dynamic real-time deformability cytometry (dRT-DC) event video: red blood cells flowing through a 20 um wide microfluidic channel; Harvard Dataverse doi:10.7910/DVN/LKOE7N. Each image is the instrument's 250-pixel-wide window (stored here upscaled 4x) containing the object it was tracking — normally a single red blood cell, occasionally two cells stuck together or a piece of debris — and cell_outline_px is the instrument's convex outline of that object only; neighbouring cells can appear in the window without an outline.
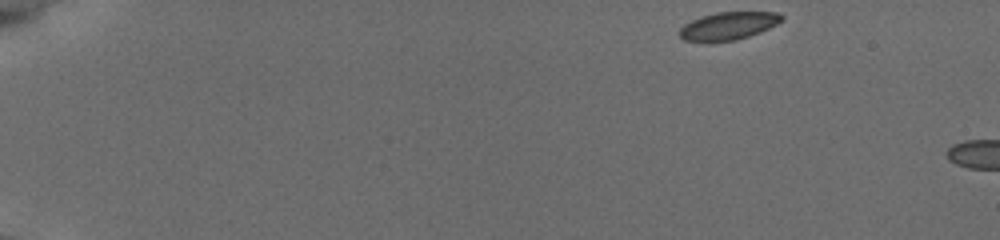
{"species": "common noctule bat (a hibernating species)", "species_latin": "Nyctalus noctula", "temperature_condition": "cold", "stored_images_in_passage": 5, "camera_frame_rate_fps": 3000, "um_per_image_px": 0.085, "animal": {"sex": "female", "body_mass_g": 19.5, "forearm_length_mm": 54.1}, "frame": {"image": 1, "passage_image": 1, "time_ms": 0.0, "image_size_px": [1000, 240], "cell_outline_px": [[784, 20], [760, 32], [736, 40], [684, 40], [676, 32], [684, 24], [700, 16], [716, 12], [780, 12], [784, 16]], "centroid_in_image_um": [61.93, 2.17], "position_along_channel_um": 23.1, "area_um2": 16.36}}